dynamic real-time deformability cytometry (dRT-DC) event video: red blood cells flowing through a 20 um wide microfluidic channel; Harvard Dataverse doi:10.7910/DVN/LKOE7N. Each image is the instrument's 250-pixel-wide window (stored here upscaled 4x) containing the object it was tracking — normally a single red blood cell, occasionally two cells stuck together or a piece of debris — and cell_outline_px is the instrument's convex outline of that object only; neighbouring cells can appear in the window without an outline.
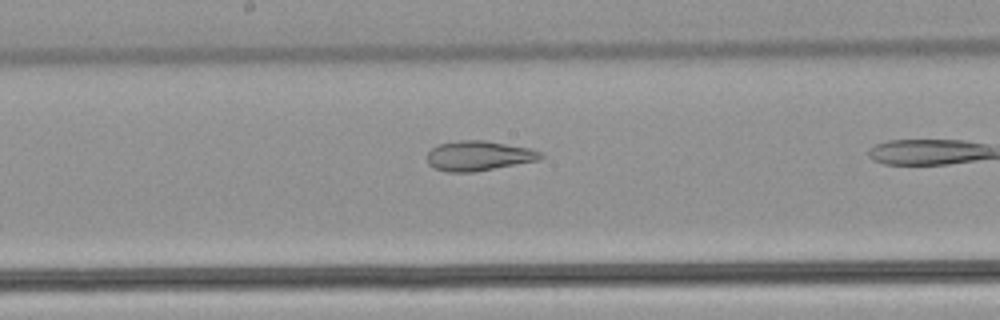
{"species": "common noctule bat (a hibernating species)", "species_latin": "Nyctalus noctula", "temperature_condition": "warm", "stored_images_in_passage": 33, "camera_frame_rate_fps": 3000, "um_per_image_px": 0.085, "animal": {"sex": "male", "body_mass_g": 21.5, "forearm_length_mm": 52.0}, "frame": {"image": 1, "passage_image": 19, "time_ms": 6.0, "image_size_px": [1000, 320], "cell_outline_px": [[544, 156], [540, 160], [476, 172], [448, 172], [436, 168], [428, 164], [428, 152], [432, 148], [440, 144], [460, 140], [484, 140], [532, 148], [544, 152]], "centroid_in_image_um": [40.76, 13.24], "position_along_channel_um": 207.4, "area_um2": 19.94}}